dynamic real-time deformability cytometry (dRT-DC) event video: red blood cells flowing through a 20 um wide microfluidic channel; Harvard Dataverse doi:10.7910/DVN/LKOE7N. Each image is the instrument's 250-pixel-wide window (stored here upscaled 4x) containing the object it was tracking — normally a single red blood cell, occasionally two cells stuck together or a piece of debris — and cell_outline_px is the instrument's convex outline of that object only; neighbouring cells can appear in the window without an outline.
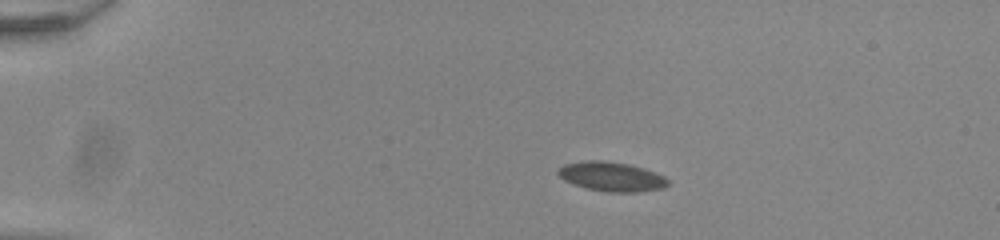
{"species": "common noctule bat (a hibernating species)", "species_latin": "Nyctalus noctula", "temperature_condition": "room temperature", "stored_images_in_passage": 44, "camera_frame_rate_fps": 3000, "um_per_image_px": 0.085, "animal": {"sex": "male", "body_mass_g": 20.0, "forearm_length_mm": 53.3}, "frame": {"image": 1, "passage_image": 1, "time_ms": 0.0, "image_size_px": [1000, 240], "cell_outline_px": [[668, 184], [664, 188], [636, 192], [608, 192], [588, 188], [564, 180], [556, 172], [564, 164], [588, 160], [604, 160], [628, 164], [644, 168], [664, 176], [668, 180]], "centroid_in_image_um": [52.0, 15.0], "position_along_channel_um": 33.0, "area_um2": 18.61}}
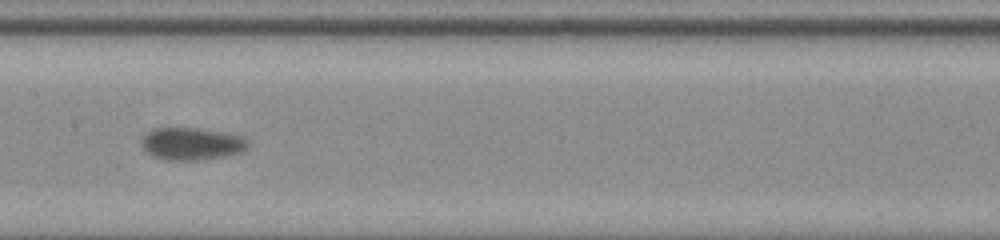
{"frame": {"image": 2, "passage_image": 19, "time_ms": 6.0, "image_size_px": [1000, 240], "cell_outline_px": [[248, 148], [244, 152], [224, 156], [196, 160], [164, 160], [152, 156], [144, 148], [144, 136], [148, 132], [156, 128], [196, 128], [224, 132], [244, 136], [248, 140]], "centroid_in_image_um": [16.37, 12.22], "position_along_channel_um": 191.0, "area_um2": 20.0}}
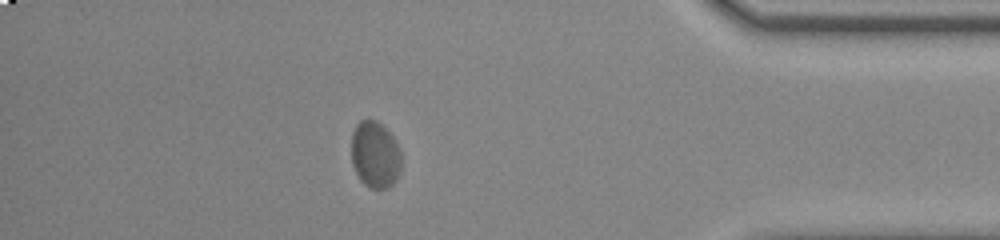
{"frame": {"image": 3, "passage_image": 38, "time_ms": 12.333, "image_size_px": [1000, 240], "cell_outline_px": [[400, 168], [392, 184], [384, 188], [368, 188], [360, 180], [352, 164], [352, 132], [356, 124], [360, 120], [376, 120], [392, 136], [400, 152]], "centroid_in_image_um": [31.84, 13.14], "position_along_channel_um": 403.4, "area_um2": 19.02}, "authors_computed_cell_mechanics": {"area_um2": 19.1607, "velocity_mm_per_s": 3.8344, "shape_relaxation_time_tau1_ms": 1.7202, "shape_relaxation_time_tau2_ms": null, "deformation_change_tau1": 0.0627, "deformation_change_tau2": null}}